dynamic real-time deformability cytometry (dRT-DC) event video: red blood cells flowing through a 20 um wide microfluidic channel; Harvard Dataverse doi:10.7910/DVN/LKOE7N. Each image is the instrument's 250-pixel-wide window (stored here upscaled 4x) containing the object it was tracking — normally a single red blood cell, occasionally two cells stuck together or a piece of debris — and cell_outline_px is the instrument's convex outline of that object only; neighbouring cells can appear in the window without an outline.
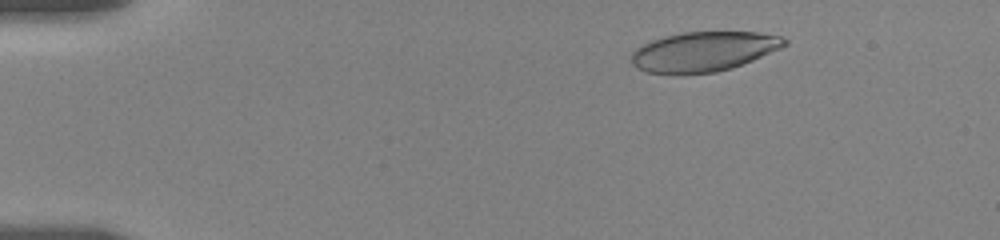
{"species": "human", "species_latin": "Homo sapiens", "temperature_condition": "room temperature", "stored_images_in_passage": 47, "camera_frame_rate_fps": 3000, "um_per_image_px": 0.085, "donor": {"sex": "female"}, "frame": {"image": 1, "passage_image": 4, "time_ms": 1.0, "image_size_px": [1000, 240], "cell_outline_px": [[788, 44], [780, 48], [752, 60], [732, 68], [716, 72], [676, 76], [648, 72], [636, 68], [628, 60], [632, 52], [636, 48], [652, 40], [664, 36], [680, 32], [756, 32], [780, 36], [788, 40]], "centroid_in_image_um": [59.74, 4.41], "position_along_channel_um": 25.3, "area_um2": 36.01}}
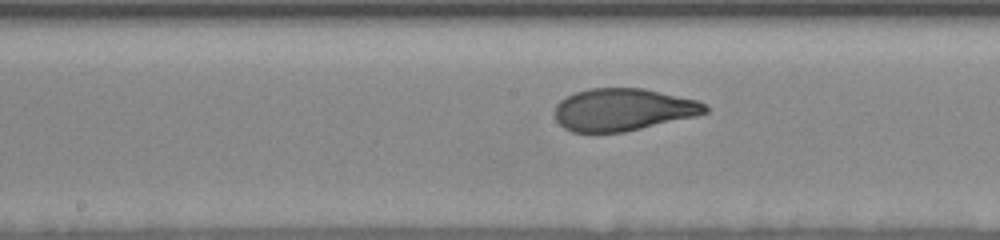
{"frame": {"image": 2, "passage_image": 25, "time_ms": 8.0, "image_size_px": [1000, 240], "cell_outline_px": [[708, 112], [696, 116], [624, 132], [572, 132], [564, 128], [556, 120], [556, 104], [560, 100], [576, 92], [588, 88], [644, 88], [696, 100], [708, 104]], "centroid_in_image_um": [52.97, 9.31], "position_along_channel_um": 195.2, "area_um2": 37.05}}
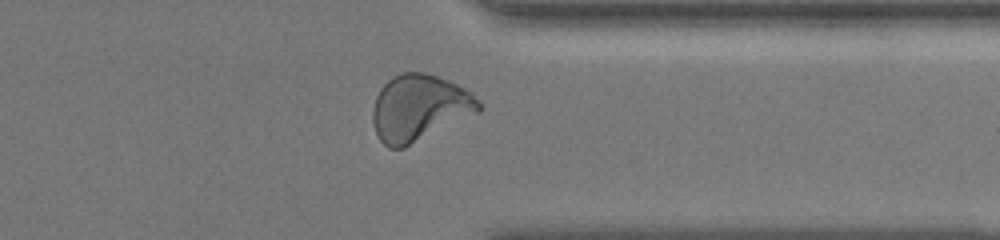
{"frame": {"image": 3, "passage_image": 40, "time_ms": 13.0, "image_size_px": [1000, 240], "cell_outline_px": [[480, 108], [476, 112], [404, 148], [388, 148], [380, 140], [376, 132], [372, 120], [372, 108], [376, 96], [380, 88], [392, 76], [400, 72], [424, 72], [448, 80], [472, 92], [480, 104]], "centroid_in_image_um": [35.58, 9.15], "position_along_channel_um": 375.8, "area_um2": 40.58}, "authors_computed_cell_mechanics": {"area_um2": 37.4544, "velocity_mm_per_s": 3.6434, "shape_relaxation_time_tau1_ms": 5.3489, "shape_relaxation_time_tau2_ms": null, "deformation_change_tau1": 0.1968, "deformation_change_tau2": null}}